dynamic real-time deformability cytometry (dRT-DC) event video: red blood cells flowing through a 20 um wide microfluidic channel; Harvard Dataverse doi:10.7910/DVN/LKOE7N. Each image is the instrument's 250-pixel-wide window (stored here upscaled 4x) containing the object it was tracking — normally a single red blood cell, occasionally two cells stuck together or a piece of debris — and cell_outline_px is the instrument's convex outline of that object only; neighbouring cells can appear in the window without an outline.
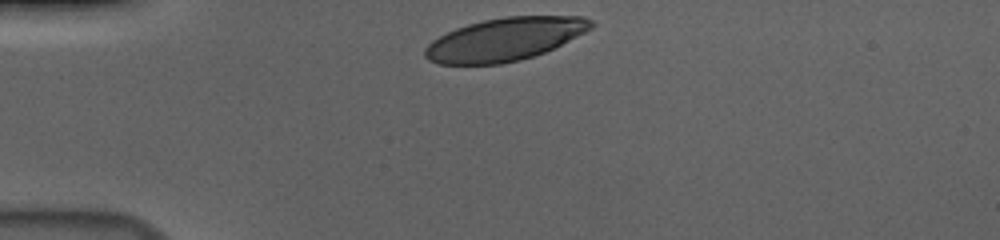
{"species": "human", "species_latin": "Homo sapiens", "temperature_condition": "cold", "stored_images_in_passage": 33, "camera_frame_rate_fps": 3000, "um_per_image_px": 0.085, "donor": {"sex": "male"}, "frame": {"image": 1, "passage_image": 1, "time_ms": 0.0, "image_size_px": [1000, 240], "cell_outline_px": [[596, 24], [592, 28], [544, 52], [520, 60], [500, 64], [440, 64], [428, 60], [424, 56], [424, 48], [432, 40], [456, 28], [468, 24], [484, 20], [504, 16], [584, 16], [592, 20]], "centroid_in_image_um": [42.89, 3.33], "position_along_channel_um": 42.1, "area_um2": 41.33}}
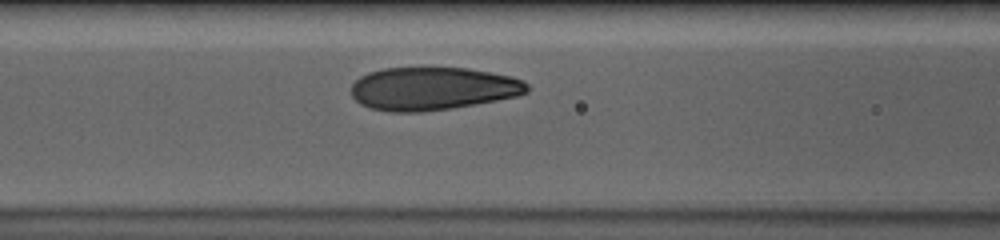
{"frame": {"image": 2, "passage_image": 11, "time_ms": 3.333, "image_size_px": [1000, 240], "cell_outline_px": [[528, 92], [516, 96], [496, 100], [452, 108], [420, 112], [388, 112], [368, 108], [360, 104], [352, 96], [352, 84], [360, 76], [368, 72], [384, 68], [468, 68], [512, 76], [524, 80], [528, 84]], "centroid_in_image_um": [36.76, 7.53], "position_along_channel_um": 129.8, "area_um2": 44.22}}
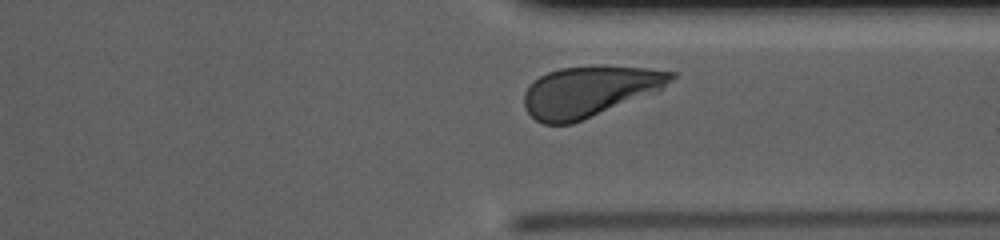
{"frame": {"image": 3, "passage_image": 30, "time_ms": 9.667, "image_size_px": [1000, 240], "cell_outline_px": [[676, 76], [672, 80], [656, 92], [572, 124], [544, 124], [536, 120], [524, 108], [524, 92], [540, 76], [548, 72], [560, 68], [648, 68], [676, 72]], "centroid_in_image_um": [50.09, 7.81], "position_along_channel_um": 361.3, "area_um2": 42.31}, "authors_computed_cell_mechanics": {"area_um2": 44.217, "velocity_mm_per_s": 3.6541, "shape_relaxation_time_tau1_ms": 3.5696, "shape_relaxation_time_tau2_ms": null, "deformation_change_tau1": 0.1639, "deformation_change_tau2": null}}